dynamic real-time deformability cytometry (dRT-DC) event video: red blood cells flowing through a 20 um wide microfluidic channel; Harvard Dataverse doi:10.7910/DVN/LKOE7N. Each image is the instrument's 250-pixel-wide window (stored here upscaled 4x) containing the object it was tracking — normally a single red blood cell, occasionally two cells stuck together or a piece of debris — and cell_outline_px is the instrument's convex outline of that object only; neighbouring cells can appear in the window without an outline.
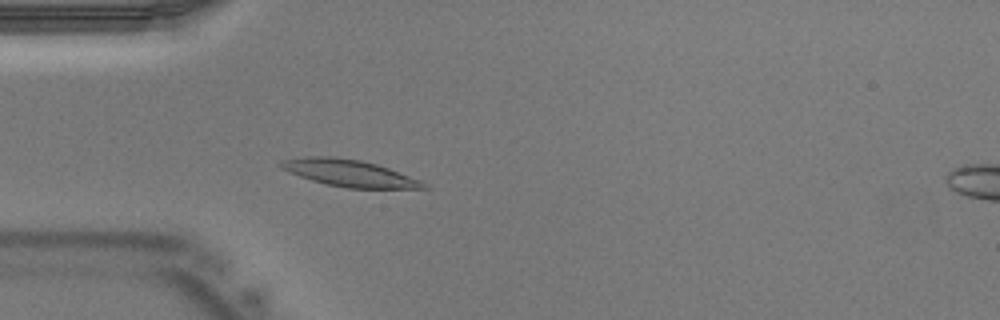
{"species": "Egyptian fruit bat (a non-hibernating species)", "species_latin": "Rousettus aegyptiacus", "temperature_condition": "warm", "stored_images_in_passage": 27, "camera_frame_rate_fps": 3000, "um_per_image_px": 0.085, "animal": {"sex": "male"}, "frame": {"image": 1, "passage_image": 5, "time_ms": 1.333, "image_size_px": [1000, 320], "cell_outline_px": [[432, 188], [348, 188], [328, 184], [312, 180], [288, 172], [280, 168], [280, 160], [304, 156], [332, 156], [360, 160], [376, 164], [388, 168], [420, 180], [428, 184]], "centroid_in_image_um": [29.67, 14.7], "position_along_channel_um": 55.3, "area_um2": 22.2}}
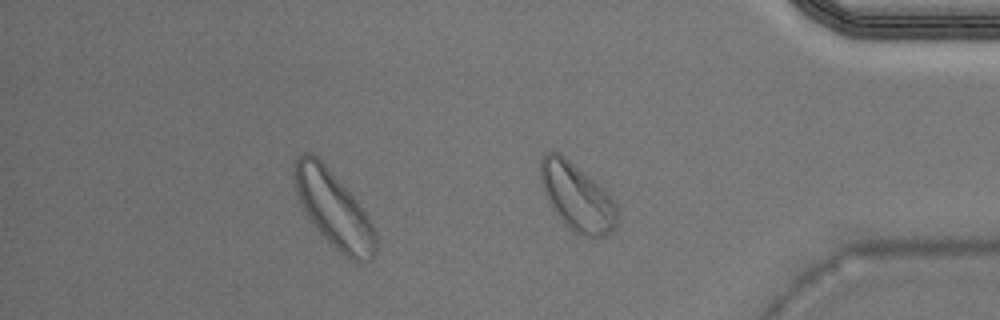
{"frame": {"image": 2, "passage_image": 27, "time_ms": 8.667, "image_size_px": [1000, 320], "cell_outline_px": [[616, 224], [604, 236], [596, 240], [584, 236], [576, 232], [552, 208], [544, 192], [540, 180], [540, 160], [548, 152], [560, 152], [592, 180], [616, 204]], "centroid_in_image_um": [49.01, 16.75], "position_along_channel_um": 386.2, "area_um2": 29.07}}